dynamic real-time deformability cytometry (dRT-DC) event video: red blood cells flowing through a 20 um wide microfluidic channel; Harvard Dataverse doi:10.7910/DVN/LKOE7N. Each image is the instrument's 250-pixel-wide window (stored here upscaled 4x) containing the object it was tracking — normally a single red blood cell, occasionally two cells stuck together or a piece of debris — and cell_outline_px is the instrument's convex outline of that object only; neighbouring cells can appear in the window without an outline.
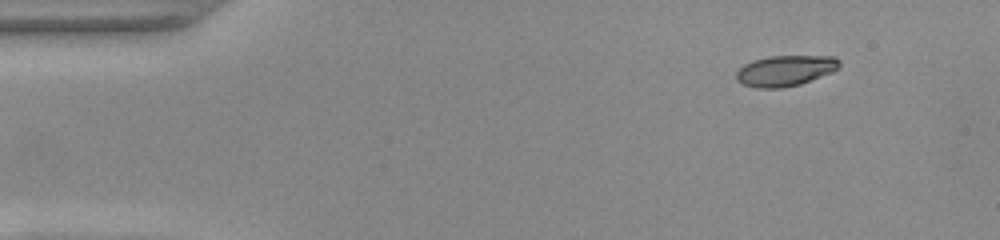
{"species": "common noctule bat (a hibernating species)", "species_latin": "Nyctalus noctula", "temperature_condition": "warm", "stored_images_in_passage": 7, "camera_frame_rate_fps": 3000, "um_per_image_px": 0.085, "animal": {"sex": "female", "body_mass_g": 22.0, "forearm_length_mm": 56.7}, "frame": {"image": 1, "passage_image": 1, "time_ms": 0.0, "image_size_px": [1000, 240], "cell_outline_px": [[840, 64], [832, 72], [800, 84], [780, 88], [756, 88], [744, 84], [736, 80], [736, 72], [744, 64], [752, 60], [768, 56], [836, 56], [840, 60]], "centroid_in_image_um": [66.73, 6.0], "position_along_channel_um": 18.3, "area_um2": 18.44}}